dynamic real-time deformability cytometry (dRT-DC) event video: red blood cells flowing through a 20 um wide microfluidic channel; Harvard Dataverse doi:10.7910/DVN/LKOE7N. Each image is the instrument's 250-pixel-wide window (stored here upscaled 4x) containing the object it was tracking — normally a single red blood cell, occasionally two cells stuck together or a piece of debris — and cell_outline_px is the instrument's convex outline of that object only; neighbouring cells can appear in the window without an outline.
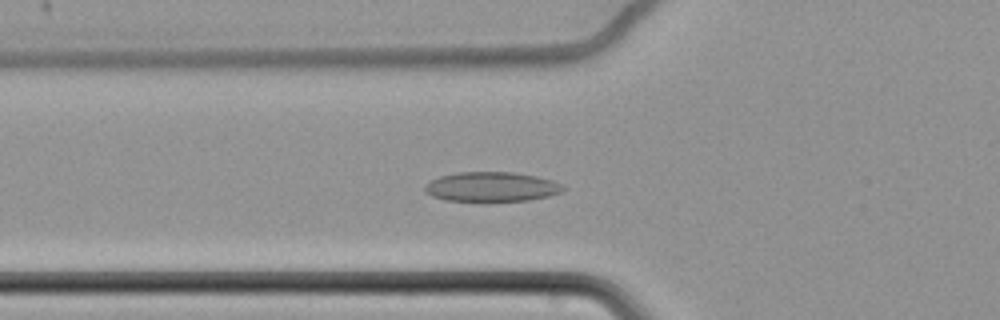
{"species": "common noctule bat (a hibernating species)", "species_latin": "Nyctalus noctula", "temperature_condition": "cold", "stored_images_in_passage": 47, "camera_frame_rate_fps": 3000, "um_per_image_px": 0.085, "animal": {"sex": "female", "body_mass_g": 22.7, "forearm_length_mm": 54.2}, "frame": {"image": 1, "passage_image": 9, "time_ms": 2.667, "image_size_px": [1000, 320], "cell_outline_px": [[568, 188], [560, 192], [548, 196], [528, 200], [448, 200], [432, 196], [424, 192], [424, 184], [440, 176], [456, 172], [512, 172], [536, 176], [552, 180]], "centroid_in_image_um": [41.77, 15.86], "position_along_channel_um": 84.0, "area_um2": 23.58}}
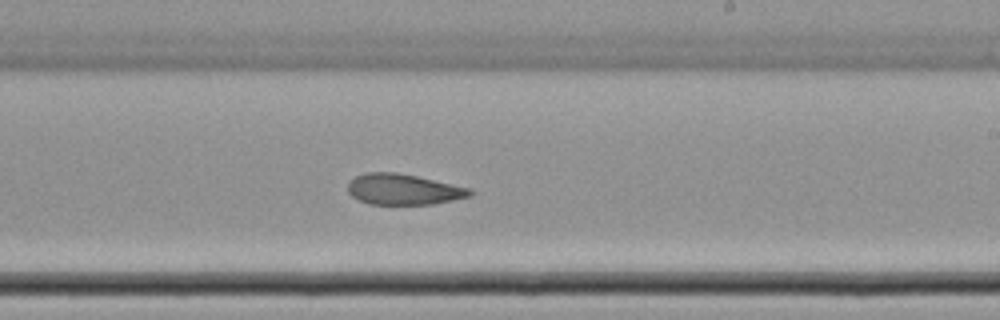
{"frame": {"image": 2, "passage_image": 24, "time_ms": 7.667, "image_size_px": [1000, 320], "cell_outline_px": [[472, 196], [432, 204], [368, 204], [352, 196], [348, 192], [348, 184], [356, 176], [364, 172], [396, 172], [416, 176], [472, 188]], "centroid_in_image_um": [34.3, 16.09], "position_along_channel_um": 254.7, "area_um2": 21.85}}
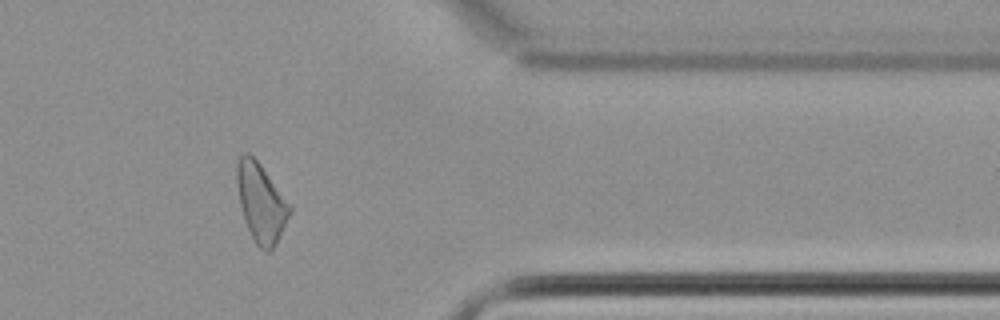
{"frame": {"image": 3, "passage_image": 37, "time_ms": 12.0, "image_size_px": [1000, 320], "cell_outline_px": [[292, 212], [272, 248], [268, 252], [260, 248], [256, 244], [244, 220], [240, 204], [236, 184], [236, 164], [240, 156], [244, 152], [248, 152], [260, 164], [292, 208]], "centroid_in_image_um": [22.16, 17.2], "position_along_channel_um": 389.2, "area_um2": 23.7}, "authors_computed_cell_mechanics": {"area_um2": 23.5824, "velocity_mm_per_s": 3.4242, "shape_relaxation_time_tau1_ms": null, "shape_relaxation_time_tau2_ms": 4.5271, "deformation_change_tau1": null, "deformation_change_tau2": 0.0984}}